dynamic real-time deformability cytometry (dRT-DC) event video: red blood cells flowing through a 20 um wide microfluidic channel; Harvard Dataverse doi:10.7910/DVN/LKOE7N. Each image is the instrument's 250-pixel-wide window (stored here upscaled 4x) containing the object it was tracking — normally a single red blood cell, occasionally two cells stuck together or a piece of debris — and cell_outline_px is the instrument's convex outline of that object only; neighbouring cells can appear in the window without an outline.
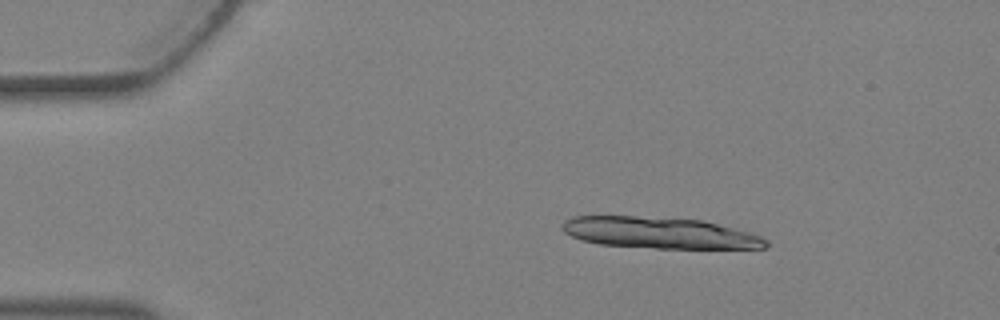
{"species": "Egyptian fruit bat (a non-hibernating species)", "species_latin": "Rousettus aegyptiacus", "temperature_condition": "warm", "stored_images_in_passage": 3, "camera_frame_rate_fps": 3000, "um_per_image_px": 0.085, "animal": {"sex": "female"}, "frame": {"image": 1, "passage_image": 2, "time_ms": 0.333, "image_size_px": [1000, 320], "cell_outline_px": [[768, 248], [656, 248], [600, 244], [580, 240], [564, 232], [560, 228], [560, 224], [564, 220], [572, 216], [636, 216], [704, 220], [748, 232], [760, 236], [768, 240]], "centroid_in_image_um": [56.02, 19.78], "position_along_channel_um": 29.0, "area_um2": 37.22}}